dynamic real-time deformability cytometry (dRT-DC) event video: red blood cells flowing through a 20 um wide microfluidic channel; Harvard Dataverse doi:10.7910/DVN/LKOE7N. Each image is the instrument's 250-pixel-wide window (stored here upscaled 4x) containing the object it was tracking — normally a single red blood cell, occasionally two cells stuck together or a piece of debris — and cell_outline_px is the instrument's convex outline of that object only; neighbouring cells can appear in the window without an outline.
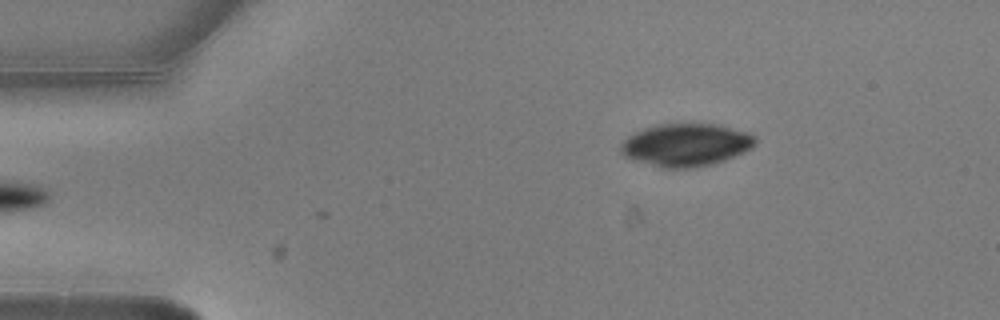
{"species": "common noctule bat (a hibernating species)", "species_latin": "Nyctalus noctula", "temperature_condition": "warm", "stored_images_in_passage": 6, "camera_frame_rate_fps": 3000, "um_per_image_px": 0.085, "animal": {"sex": "male", "body_mass_g": 20.5, "forearm_length_mm": 52.5}, "frame": {"image": 1, "passage_image": 6, "time_ms": 1.667, "image_size_px": [1000, 320], "cell_outline_px": [[756, 144], [752, 148], [744, 152], [724, 160], [712, 164], [696, 168], [660, 168], [632, 160], [624, 156], [620, 152], [620, 144], [628, 136], [644, 128], [656, 124], [712, 124], [748, 132], [756, 136]], "centroid_in_image_um": [58.28, 12.33], "position_along_channel_um": 26.7, "area_um2": 33.64}}